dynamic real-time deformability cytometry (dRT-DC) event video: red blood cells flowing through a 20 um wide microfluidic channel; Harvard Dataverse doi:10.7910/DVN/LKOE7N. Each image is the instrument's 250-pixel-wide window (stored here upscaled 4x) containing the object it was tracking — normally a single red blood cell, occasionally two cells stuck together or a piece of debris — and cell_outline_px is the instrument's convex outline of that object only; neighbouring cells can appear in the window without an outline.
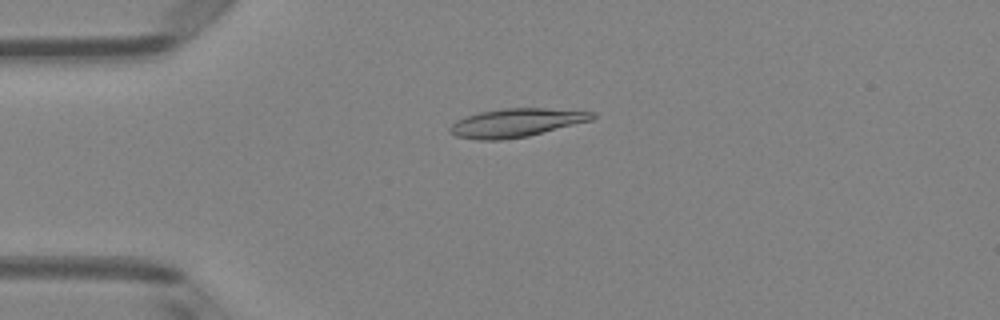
{"species": "Egyptian fruit bat (a non-hibernating species)", "species_latin": "Rousettus aegyptiacus", "temperature_condition": "room temperature", "stored_images_in_passage": 50, "camera_frame_rate_fps": 3000, "um_per_image_px": 0.085, "animal": {"sex": "female"}, "frame": {"image": 1, "passage_image": 12, "time_ms": 3.667, "image_size_px": [1000, 320], "cell_outline_px": [[596, 116], [592, 120], [528, 136], [504, 140], [476, 140], [456, 136], [448, 132], [448, 128], [456, 120], [480, 112], [504, 108], [544, 108], [596, 112]], "centroid_in_image_um": [43.86, 10.44], "position_along_channel_um": 41.1, "area_um2": 23.64}}
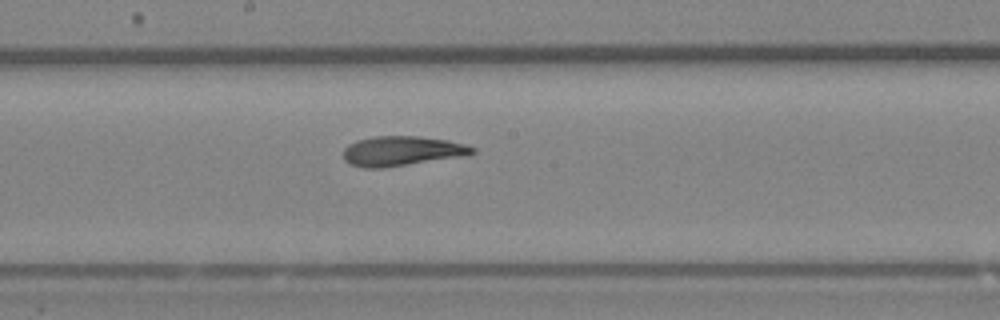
{"frame": {"image": 2, "passage_image": 27, "time_ms": 8.667, "image_size_px": [1000, 320], "cell_outline_px": [[476, 152], [468, 156], [384, 168], [364, 168], [352, 164], [344, 160], [344, 148], [348, 144], [356, 140], [372, 136], [420, 136], [448, 140], [464, 144], [476, 148]], "centroid_in_image_um": [34.2, 12.84], "position_along_channel_um": 214.0, "area_um2": 22.72}}
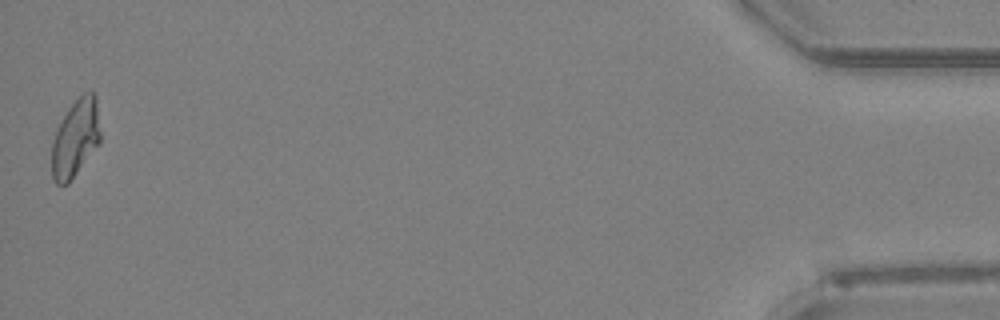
{"frame": {"image": 3, "passage_image": 50, "time_ms": 16.333, "image_size_px": [1000, 320], "cell_outline_px": [[100, 144], [68, 184], [56, 184], [52, 180], [52, 140], [68, 108], [84, 92], [92, 92], [96, 96], [100, 132]], "centroid_in_image_um": [6.42, 11.78], "position_along_channel_um": 428.8, "area_um2": 21.91}, "authors_computed_cell_mechanics": {"area_um2": 22.4842, "velocity_mm_per_s": 4.0104, "shape_relaxation_time_tau1_ms": 5.2197, "shape_relaxation_time_tau2_ms": 1.8898, "deformation_change_tau1": 0.1936, "deformation_change_tau2": 0.0932}}